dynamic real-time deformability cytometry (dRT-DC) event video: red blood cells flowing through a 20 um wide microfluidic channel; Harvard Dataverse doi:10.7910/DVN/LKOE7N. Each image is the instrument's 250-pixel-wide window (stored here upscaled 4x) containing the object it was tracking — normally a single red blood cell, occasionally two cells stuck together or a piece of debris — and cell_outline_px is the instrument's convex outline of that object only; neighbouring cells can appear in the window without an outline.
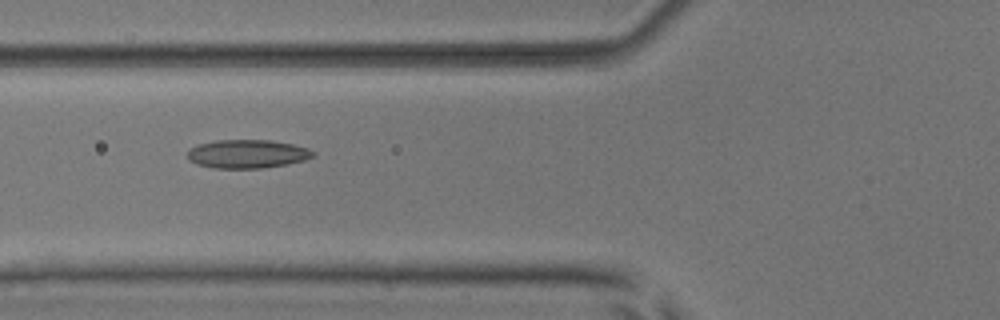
{"species": "common noctule bat (a hibernating species)", "species_latin": "Nyctalus noctula", "temperature_condition": "room temperature", "stored_images_in_passage": 40, "camera_frame_rate_fps": 3000, "um_per_image_px": 0.085, "animal": {"sex": "male", "body_mass_g": 17.9, "forearm_length_mm": 54.2}, "frame": {"image": 1, "passage_image": 7, "time_ms": 2.0, "image_size_px": [1000, 320], "cell_outline_px": [[316, 156], [304, 160], [288, 164], [264, 168], [212, 168], [196, 164], [188, 160], [188, 152], [196, 144], [216, 140], [272, 140], [292, 144], [308, 148], [316, 152]], "centroid_in_image_um": [21.04, 13.08], "position_along_channel_um": 104.8, "area_um2": 21.1}}
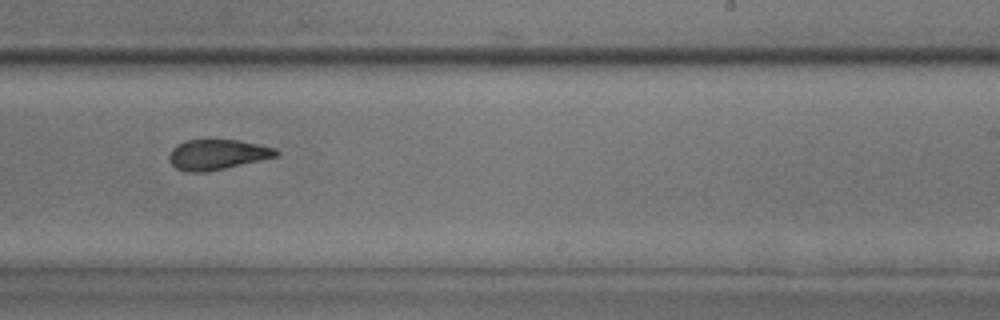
{"frame": {"image": 2, "passage_image": 20, "time_ms": 6.333, "image_size_px": [1000, 320], "cell_outline_px": [[280, 152], [276, 156], [208, 172], [188, 172], [176, 168], [168, 160], [168, 156], [172, 148], [176, 144], [188, 140], [240, 140], [260, 144], [276, 148]], "centroid_in_image_um": [18.45, 13.13], "position_along_channel_um": 270.6, "area_um2": 18.84}}
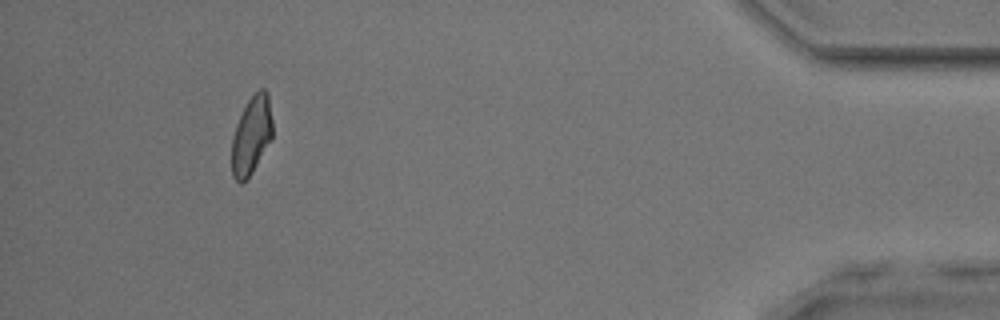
{"frame": {"image": 3, "passage_image": 36, "time_ms": 11.667, "image_size_px": [1000, 320], "cell_outline_px": [[272, 136], [252, 172], [240, 184], [232, 176], [232, 136], [236, 124], [248, 100], [260, 88], [264, 88], [268, 92], [272, 120]], "centroid_in_image_um": [21.37, 11.48], "position_along_channel_um": 413.8, "area_um2": 18.26}, "authors_computed_cell_mechanics": {"area_um2": 19.4786, "velocity_mm_per_s": 3.8385, "shape_relaxation_time_tau1_ms": 7.612, "shape_relaxation_time_tau2_ms": 2.3969, "deformation_change_tau1": 0.1537, "deformation_change_tau2": 0.0929}}